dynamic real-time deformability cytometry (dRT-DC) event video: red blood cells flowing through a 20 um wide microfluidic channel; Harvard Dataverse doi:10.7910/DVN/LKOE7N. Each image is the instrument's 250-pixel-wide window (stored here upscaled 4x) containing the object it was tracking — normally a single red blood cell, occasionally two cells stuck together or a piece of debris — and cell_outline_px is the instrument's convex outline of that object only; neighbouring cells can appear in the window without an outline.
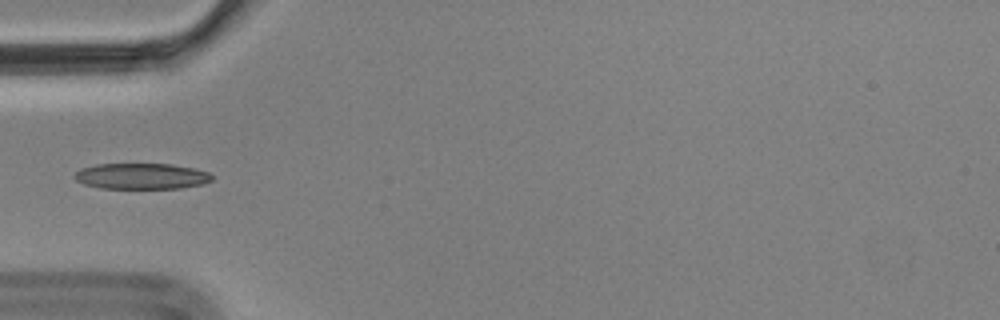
{"species": "Egyptian fruit bat (a non-hibernating species)", "species_latin": "Rousettus aegyptiacus", "temperature_condition": "cold", "stored_images_in_passage": 1, "camera_frame_rate_fps": 3000, "um_per_image_px": 0.085, "animal": {"sex": "male"}, "frame": {"image": 1, "passage_image": 1, "time_ms": 0.0, "image_size_px": [1000, 320], "cell_outline_px": [[212, 180], [204, 184], [180, 188], [100, 188], [84, 184], [76, 180], [72, 176], [80, 168], [96, 164], [172, 164], [196, 168], [208, 172], [212, 176]], "centroid_in_image_um": [12.02, 14.97], "position_along_channel_um": 73.0, "area_um2": 20.87}}